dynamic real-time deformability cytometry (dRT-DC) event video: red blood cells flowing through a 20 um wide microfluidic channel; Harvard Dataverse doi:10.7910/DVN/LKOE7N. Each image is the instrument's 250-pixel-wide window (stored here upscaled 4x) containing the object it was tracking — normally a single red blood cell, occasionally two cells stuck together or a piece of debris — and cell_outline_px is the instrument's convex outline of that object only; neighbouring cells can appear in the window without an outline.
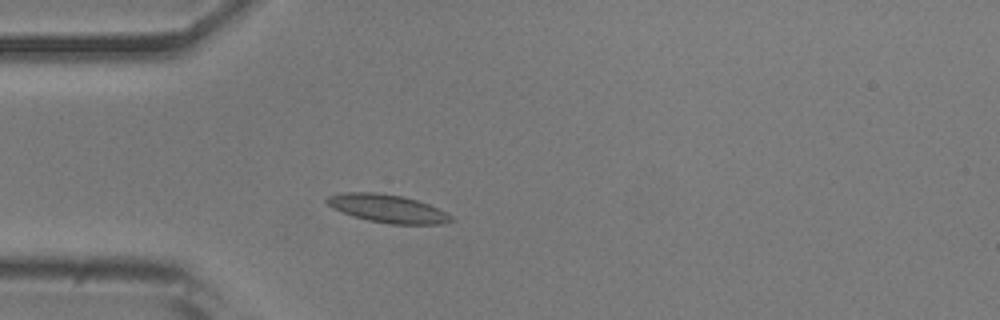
{"species": "common noctule bat (a hibernating species)", "species_latin": "Nyctalus noctula", "temperature_condition": "room temperature", "stored_images_in_passage": 3, "camera_frame_rate_fps": 3000, "um_per_image_px": 0.085, "animal": {"sex": "male", "body_mass_g": 20.5, "forearm_length_mm": 52.5}, "frame": {"image": 1, "passage_image": 3, "time_ms": 2.333, "image_size_px": [1000, 320], "cell_outline_px": [[456, 220], [444, 224], [388, 224], [368, 220], [352, 216], [332, 208], [324, 200], [328, 196], [344, 192], [376, 192], [404, 196], [428, 204], [452, 216]], "centroid_in_image_um": [32.93, 17.73], "position_along_channel_um": 52.1, "area_um2": 20.4}}